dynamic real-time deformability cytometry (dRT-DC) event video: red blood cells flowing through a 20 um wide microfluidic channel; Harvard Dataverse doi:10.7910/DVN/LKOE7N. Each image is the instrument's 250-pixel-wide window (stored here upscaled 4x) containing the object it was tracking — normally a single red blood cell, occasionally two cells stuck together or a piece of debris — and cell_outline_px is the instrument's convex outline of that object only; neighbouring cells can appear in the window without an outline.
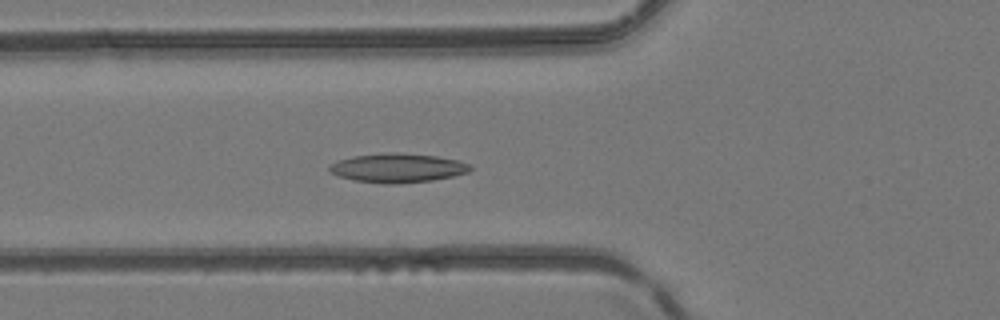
{"species": "common noctule bat (a hibernating species)", "species_latin": "Nyctalus noctula", "temperature_condition": "room temperature", "stored_images_in_passage": 47, "camera_frame_rate_fps": 3000, "um_per_image_px": 0.085, "animal": {"sex": "female", "body_mass_g": 24.6, "forearm_length_mm": 56.2}, "frame": {"image": 1, "passage_image": 17, "time_ms": 5.333, "image_size_px": [1000, 320], "cell_outline_px": [[472, 168], [468, 172], [452, 176], [432, 180], [392, 184], [384, 184], [352, 180], [336, 176], [328, 168], [328, 164], [352, 156], [396, 152], [400, 152], [436, 156], [456, 160], [472, 164]], "centroid_in_image_um": [33.78, 14.27], "position_along_channel_um": 92.0, "area_um2": 23.87}}
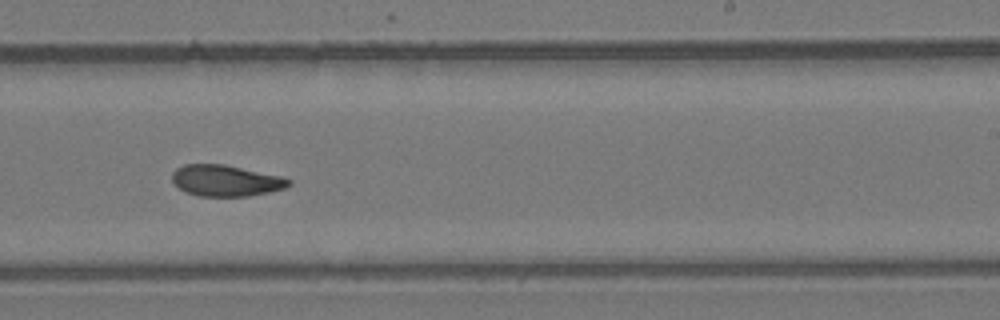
{"frame": {"image": 2, "passage_image": 29, "time_ms": 9.333, "image_size_px": [1000, 320], "cell_outline_px": [[292, 184], [284, 188], [268, 192], [248, 196], [200, 196], [184, 192], [172, 180], [172, 172], [176, 168], [184, 164], [224, 164], [284, 176], [292, 180]], "centroid_in_image_um": [19.22, 15.34], "position_along_channel_um": 269.8, "area_um2": 21.39}}
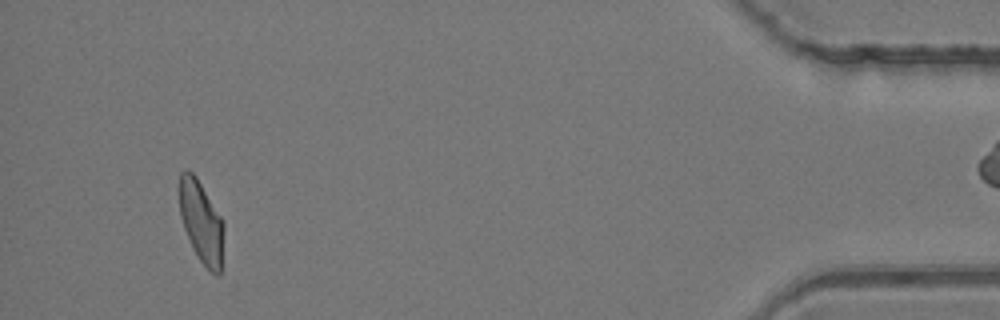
{"frame": {"image": 3, "passage_image": 44, "time_ms": 14.333, "image_size_px": [1000, 320], "cell_outline_px": [[224, 232], [220, 276], [216, 276], [200, 260], [192, 248], [184, 228], [180, 216], [176, 188], [180, 172], [192, 172], [196, 176], [224, 220]], "centroid_in_image_um": [17.08, 18.82], "position_along_channel_um": 418.1, "area_um2": 21.79}}